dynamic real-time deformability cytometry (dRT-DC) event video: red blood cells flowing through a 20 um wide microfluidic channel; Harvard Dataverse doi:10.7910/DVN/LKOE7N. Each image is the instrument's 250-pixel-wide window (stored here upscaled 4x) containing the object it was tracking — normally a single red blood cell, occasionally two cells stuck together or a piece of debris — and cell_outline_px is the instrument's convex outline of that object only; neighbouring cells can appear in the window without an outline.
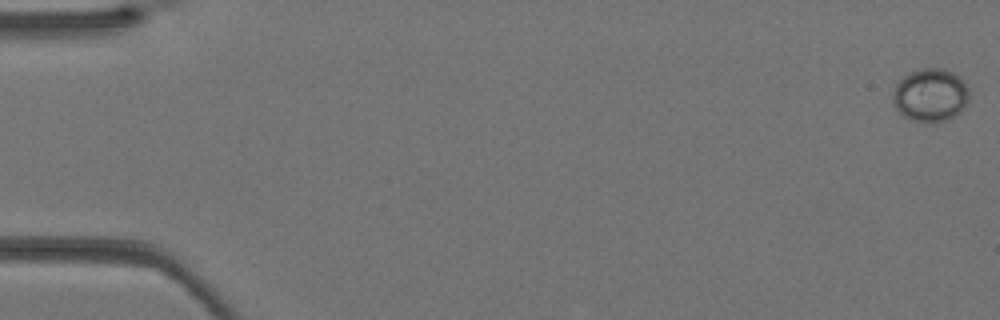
{"species": "Egyptian fruit bat (a non-hibernating species)", "species_latin": "Rousettus aegyptiacus", "temperature_condition": "warm", "stored_images_in_passage": 41, "camera_frame_rate_fps": 3000, "um_per_image_px": 0.085, "animal": {"sex": "female"}, "frame": {"image": 1, "passage_image": 1, "time_ms": 0.0, "image_size_px": [1000, 320], "cell_outline_px": [[968, 100], [964, 108], [956, 116], [948, 120], [912, 120], [904, 116], [896, 108], [892, 100], [892, 92], [896, 84], [904, 76], [920, 68], [940, 68], [952, 72], [960, 76], [968, 88]], "centroid_in_image_um": [79.09, 8.06], "position_along_channel_um": 5.9, "area_um2": 23.41}}
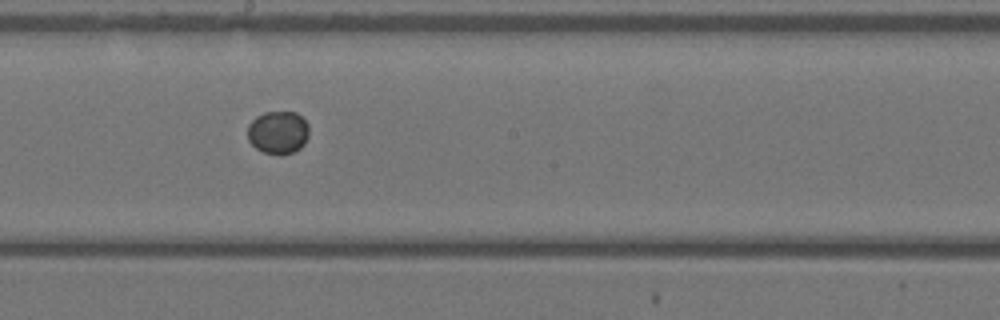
{"frame": {"image": 2, "passage_image": 23, "time_ms": 7.333, "image_size_px": [1000, 320], "cell_outline_px": [[308, 136], [304, 144], [300, 148], [292, 152], [280, 156], [264, 152], [256, 148], [248, 140], [248, 124], [256, 116], [264, 112], [296, 112], [308, 124]], "centroid_in_image_um": [23.63, 11.26], "position_along_channel_um": 224.6, "area_um2": 15.43}}
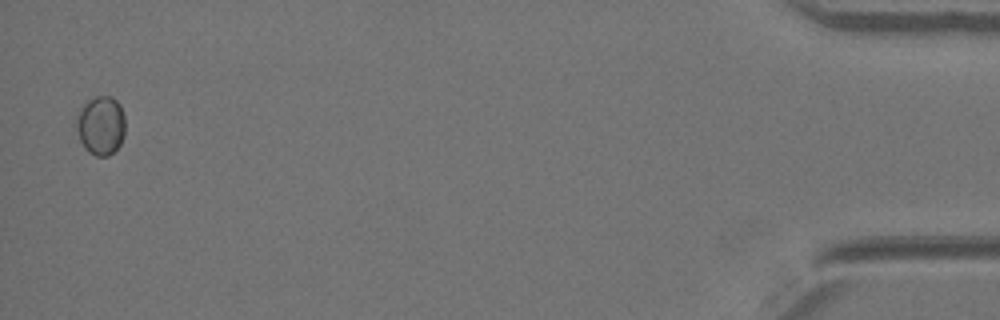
{"frame": {"image": 3, "passage_image": 40, "time_ms": 13.0, "image_size_px": [1000, 320], "cell_outline_px": [[124, 136], [120, 144], [108, 156], [96, 156], [88, 152], [84, 148], [80, 140], [76, 128], [76, 120], [80, 108], [88, 100], [96, 96], [112, 96], [120, 104], [124, 116]], "centroid_in_image_um": [8.56, 10.66], "position_along_channel_um": 426.6, "area_um2": 16.82}}